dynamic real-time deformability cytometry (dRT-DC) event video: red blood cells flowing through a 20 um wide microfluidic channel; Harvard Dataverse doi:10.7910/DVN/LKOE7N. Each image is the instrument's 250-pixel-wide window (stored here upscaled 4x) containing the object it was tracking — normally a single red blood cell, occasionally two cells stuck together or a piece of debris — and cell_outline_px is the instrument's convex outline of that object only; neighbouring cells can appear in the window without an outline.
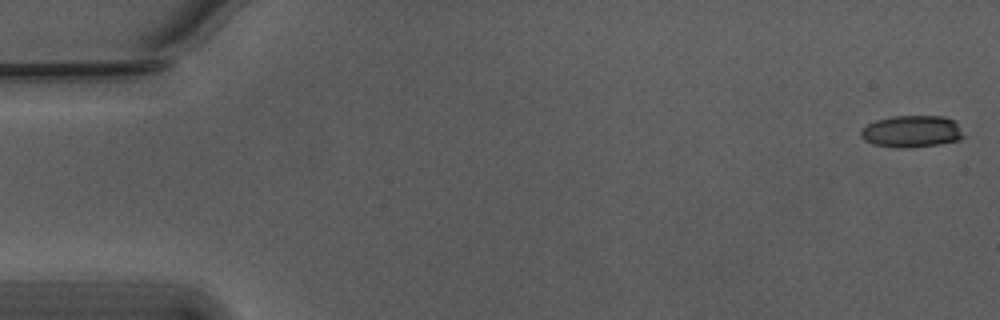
{"species": "Egyptian fruit bat (a non-hibernating species)", "species_latin": "Rousettus aegyptiacus", "temperature_condition": "warm", "stored_images_in_passage": 13, "camera_frame_rate_fps": 3000, "um_per_image_px": 0.085, "animal": {"sex": "male"}, "frame": {"image": 1, "passage_image": 1, "time_ms": 0.0, "image_size_px": [1000, 320], "cell_outline_px": [[968, 136], [960, 140], [940, 144], [900, 148], [872, 144], [864, 140], [860, 136], [860, 132], [868, 124], [876, 120], [892, 116], [944, 116], [956, 120]], "centroid_in_image_um": [77.58, 11.16], "position_along_channel_um": 7.4, "area_um2": 19.42}}